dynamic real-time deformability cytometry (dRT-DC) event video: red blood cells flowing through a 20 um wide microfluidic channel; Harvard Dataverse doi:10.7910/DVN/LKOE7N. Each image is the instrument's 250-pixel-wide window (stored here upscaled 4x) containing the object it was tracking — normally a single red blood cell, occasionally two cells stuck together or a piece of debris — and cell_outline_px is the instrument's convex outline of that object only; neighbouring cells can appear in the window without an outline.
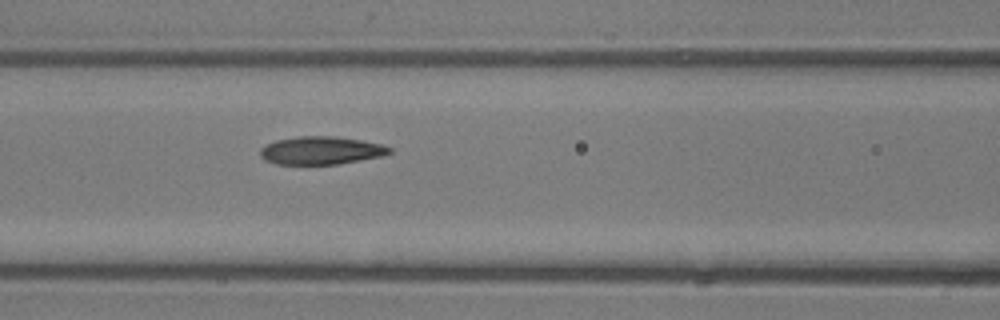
{"species": "common noctule bat (a hibernating species)", "species_latin": "Nyctalus noctula", "temperature_condition": "room temperature", "stored_images_in_passage": 7, "camera_frame_rate_fps": 3000, "um_per_image_px": 0.085, "animal": {"sex": "male", "body_mass_g": 13.3}, "frame": {"image": 1, "passage_image": 7, "time_ms": 7.667, "image_size_px": [1000, 320], "cell_outline_px": [[392, 152], [384, 156], [340, 164], [276, 164], [264, 160], [260, 156], [260, 148], [264, 144], [276, 140], [300, 136], [336, 136], [384, 144], [392, 148]], "centroid_in_image_um": [27.31, 12.79], "position_along_channel_um": 139.3, "area_um2": 21.39}}